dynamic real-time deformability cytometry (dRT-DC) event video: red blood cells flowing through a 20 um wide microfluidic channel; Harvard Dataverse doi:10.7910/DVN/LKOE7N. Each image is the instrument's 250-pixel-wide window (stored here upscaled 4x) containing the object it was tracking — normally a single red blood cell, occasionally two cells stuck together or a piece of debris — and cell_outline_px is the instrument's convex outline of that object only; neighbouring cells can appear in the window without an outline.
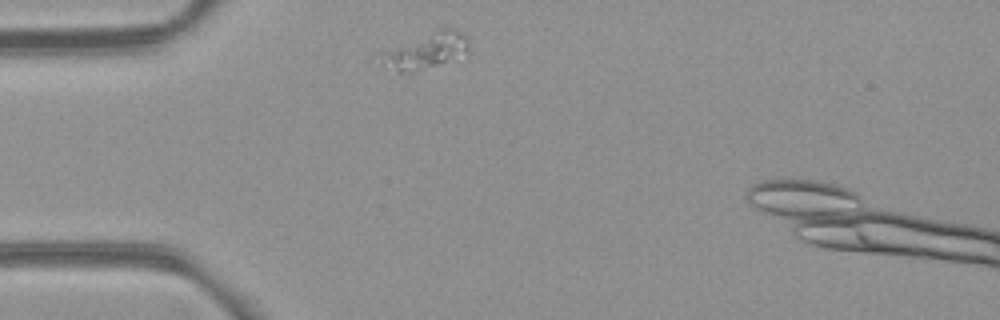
{"species": "common noctule bat (a hibernating species)", "species_latin": "Nyctalus noctula", "temperature_condition": "room temperature", "stored_images_in_passage": 1, "camera_frame_rate_fps": 3000, "um_per_image_px": 0.085, "animal": {"sex": "female", "body_mass_g": 21.9}, "frame": {"image": 1, "passage_image": 1, "time_ms": 0.0, "image_size_px": [1000, 320], "cell_outline_px": [[468, 52], [456, 60], [412, 72], [400, 72], [384, 68], [380, 52], [436, 28], [456, 28], [468, 40]], "centroid_in_image_um": [36.21, 4.31], "position_along_channel_um": 48.8, "area_um2": 18.73}}